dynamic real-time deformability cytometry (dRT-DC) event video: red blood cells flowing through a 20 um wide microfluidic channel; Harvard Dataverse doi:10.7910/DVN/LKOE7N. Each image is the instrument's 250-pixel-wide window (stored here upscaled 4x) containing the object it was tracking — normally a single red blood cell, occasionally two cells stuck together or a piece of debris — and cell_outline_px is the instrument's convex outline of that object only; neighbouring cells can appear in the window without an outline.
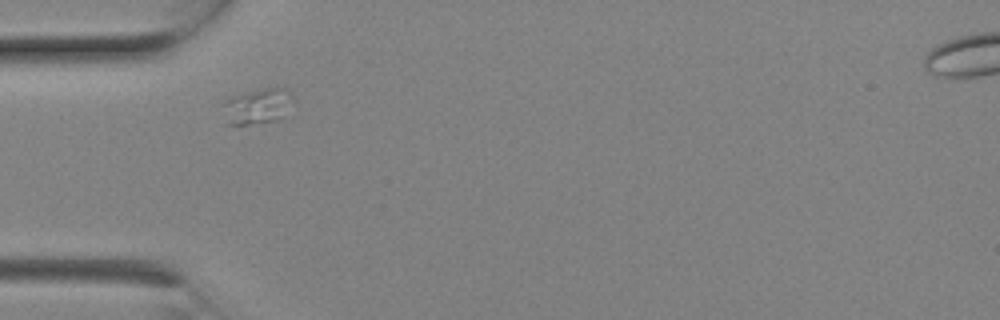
{"species": "Egyptian fruit bat (a non-hibernating species)", "species_latin": "Rousettus aegyptiacus", "temperature_condition": "room temperature", "stored_images_in_passage": 3, "camera_frame_rate_fps": 3000, "um_per_image_px": 0.085, "animal": {"sex": "female"}, "frame": {"image": 1, "passage_image": 2, "time_ms": 0.333, "image_size_px": [1000, 320], "cell_outline_px": [[288, 92], [284, 116], [276, 120], [248, 124], [228, 124], [224, 104], [224, 100], [232, 96], [264, 88], [288, 88]], "centroid_in_image_um": [21.81, 9.03], "position_along_channel_um": 63.2, "area_um2": 13.53}}